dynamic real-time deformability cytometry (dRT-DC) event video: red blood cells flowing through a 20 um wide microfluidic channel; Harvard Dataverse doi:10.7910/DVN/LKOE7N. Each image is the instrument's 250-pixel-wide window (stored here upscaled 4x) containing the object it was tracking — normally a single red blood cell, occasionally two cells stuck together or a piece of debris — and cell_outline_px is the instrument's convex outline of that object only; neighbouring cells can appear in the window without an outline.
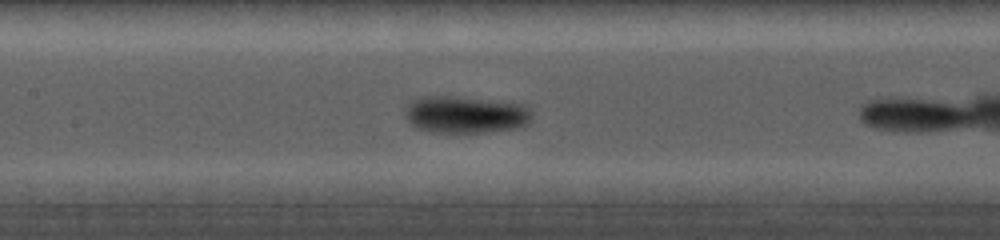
{"species": "common noctule bat (a hibernating species)", "species_latin": "Nyctalus noctula", "temperature_condition": "cold", "stored_images_in_passage": 8, "camera_frame_rate_fps": 5000, "um_per_image_px": 0.085, "animal": {"sex": "female", "body_mass_g": 19.0, "forearm_length_mm": 56.7}, "frame": {"image": 1, "passage_image": 7, "time_ms": 2.8, "image_size_px": [1000, 240], "cell_outline_px": [[520, 120], [512, 124], [496, 128], [476, 132], [444, 132], [428, 128], [416, 124], [416, 108], [420, 104], [476, 104], [504, 108], [516, 112], [520, 116]], "centroid_in_image_um": [39.43, 9.98], "position_along_channel_um": 168.0, "area_um2": 17.46}}